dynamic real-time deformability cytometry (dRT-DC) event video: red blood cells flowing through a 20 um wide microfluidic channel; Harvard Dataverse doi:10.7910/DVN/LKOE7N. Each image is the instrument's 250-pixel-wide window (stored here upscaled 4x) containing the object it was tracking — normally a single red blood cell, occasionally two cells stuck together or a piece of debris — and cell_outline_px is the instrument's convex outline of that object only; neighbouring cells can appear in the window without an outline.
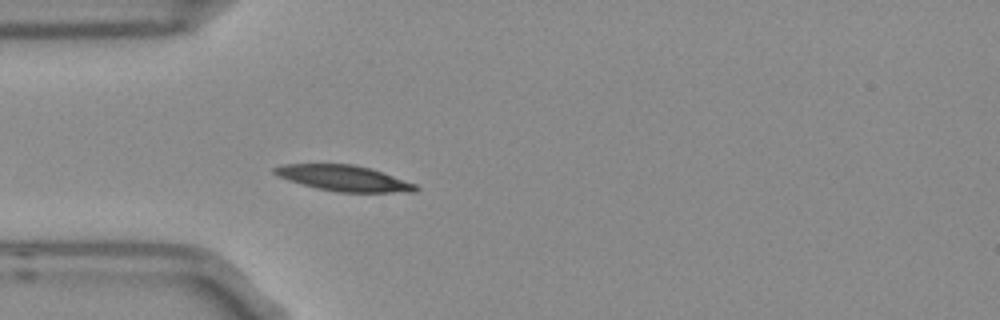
{"species": "Egyptian fruit bat (a non-hibernating species)", "species_latin": "Rousettus aegyptiacus", "temperature_condition": "room temperature", "stored_images_in_passage": 42, "camera_frame_rate_fps": 3000, "um_per_image_px": 0.085, "frame": {"image": 1, "passage_image": 7, "time_ms": 2.0, "image_size_px": [1000, 320], "cell_outline_px": [[420, 188], [416, 192], [340, 192], [316, 188], [288, 180], [276, 176], [272, 172], [272, 168], [284, 164], [352, 164], [368, 168], [416, 184]], "centroid_in_image_um": [29.18, 15.15], "position_along_channel_um": 55.8, "area_um2": 20.98}, "authors_computed_cell_mechanics": {"area_um2": 20.1433, "velocity_mm_per_s": 3.7099, "shape_relaxation_time_tau1_ms": 2.9491, "shape_relaxation_time_tau2_ms": null, "deformation_change_tau1": 0.1097, "deformation_change_tau2": null}}